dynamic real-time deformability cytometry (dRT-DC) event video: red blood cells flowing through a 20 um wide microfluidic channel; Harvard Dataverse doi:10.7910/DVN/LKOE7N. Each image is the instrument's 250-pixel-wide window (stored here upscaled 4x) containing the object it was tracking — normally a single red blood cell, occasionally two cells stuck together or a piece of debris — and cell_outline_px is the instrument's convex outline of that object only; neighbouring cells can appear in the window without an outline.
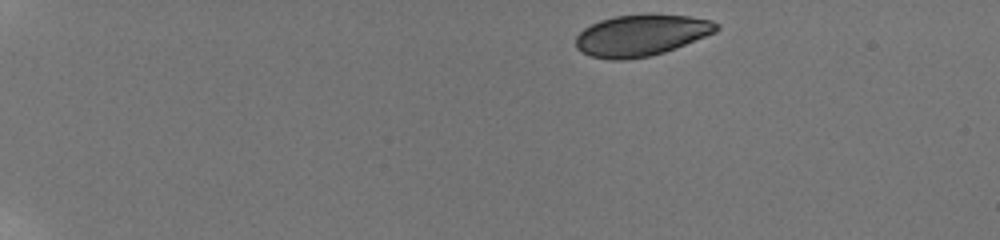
{"species": "human", "species_latin": "Homo sapiens", "temperature_condition": "room temperature", "stored_images_in_passage": 12, "camera_frame_rate_fps": 3000, "um_per_image_px": 0.085, "donor": {"sex": "male"}, "frame": {"image": 1, "passage_image": 1, "time_ms": 0.0, "image_size_px": [1000, 240], "cell_outline_px": [[720, 28], [716, 32], [676, 48], [664, 52], [648, 56], [624, 60], [612, 60], [592, 56], [580, 52], [576, 48], [576, 36], [584, 28], [600, 20], [616, 16], [648, 12], [652, 12], [688, 16], [712, 20], [720, 24]], "centroid_in_image_um": [54.53, 2.97], "position_along_channel_um": 30.5, "area_um2": 34.45}}
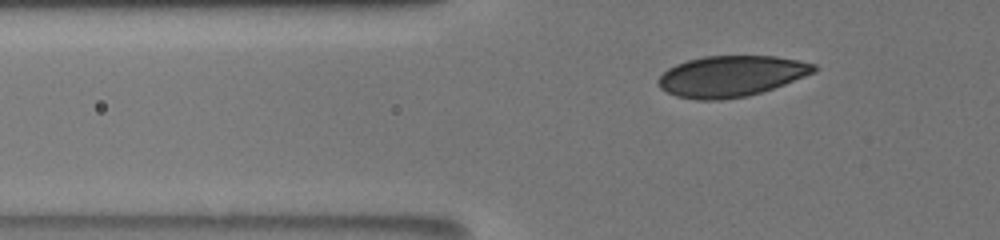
{"frame": {"image": 2, "passage_image": 8, "time_ms": 3.667, "image_size_px": [1000, 240], "cell_outline_px": [[816, 72], [784, 84], [748, 96], [720, 100], [696, 100], [676, 96], [660, 88], [656, 80], [668, 68], [676, 64], [688, 60], [704, 56], [776, 56], [816, 64]], "centroid_in_image_um": [62.12, 6.47], "position_along_channel_um": 63.7, "area_um2": 37.05}}